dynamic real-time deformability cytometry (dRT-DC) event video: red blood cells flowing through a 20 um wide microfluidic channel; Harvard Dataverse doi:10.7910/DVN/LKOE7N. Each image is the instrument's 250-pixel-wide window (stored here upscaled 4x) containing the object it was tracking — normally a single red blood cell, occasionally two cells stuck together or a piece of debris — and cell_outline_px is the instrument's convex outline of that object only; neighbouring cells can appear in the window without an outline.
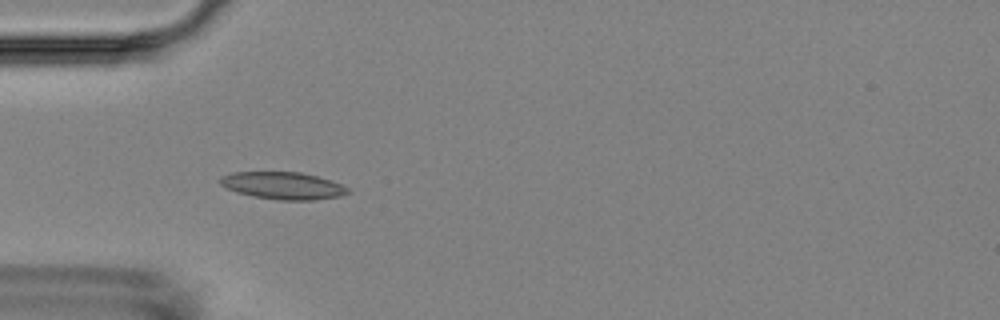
{"species": "Egyptian fruit bat (a non-hibernating species)", "species_latin": "Rousettus aegyptiacus", "temperature_condition": "room temperature", "stored_images_in_passage": 6, "camera_frame_rate_fps": 3000, "um_per_image_px": 0.085, "animal": {"sex": "female"}, "frame": {"image": 1, "passage_image": 5, "time_ms": 4.667, "image_size_px": [1000, 320], "cell_outline_px": [[352, 192], [340, 196], [316, 200], [280, 200], [256, 196], [236, 192], [220, 184], [220, 176], [232, 172], [300, 172], [332, 180], [348, 188]], "centroid_in_image_um": [24.08, 15.77], "position_along_channel_um": 60.9, "area_um2": 20.23}}
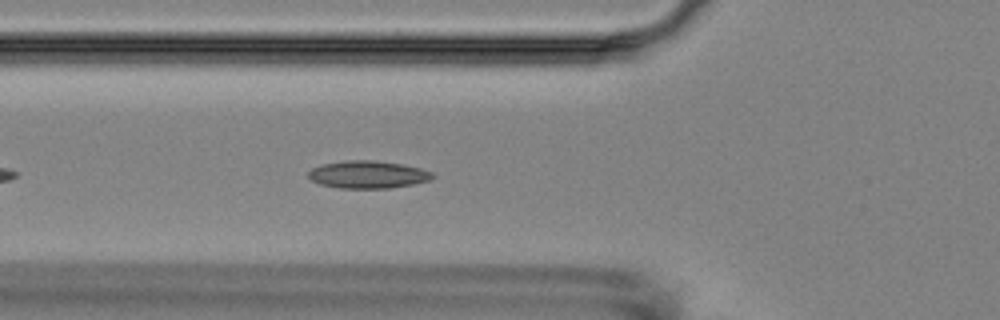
{"frame": {"image": 2, "passage_image": 6, "time_ms": 5.667, "image_size_px": [1000, 320], "cell_outline_px": [[436, 176], [428, 180], [412, 184], [388, 188], [340, 188], [320, 184], [312, 180], [308, 176], [308, 172], [312, 168], [320, 164], [348, 160], [376, 160], [404, 164], [420, 168], [432, 172]], "centroid_in_image_um": [31.26, 14.82], "position_along_channel_um": 94.5, "area_um2": 19.94}}